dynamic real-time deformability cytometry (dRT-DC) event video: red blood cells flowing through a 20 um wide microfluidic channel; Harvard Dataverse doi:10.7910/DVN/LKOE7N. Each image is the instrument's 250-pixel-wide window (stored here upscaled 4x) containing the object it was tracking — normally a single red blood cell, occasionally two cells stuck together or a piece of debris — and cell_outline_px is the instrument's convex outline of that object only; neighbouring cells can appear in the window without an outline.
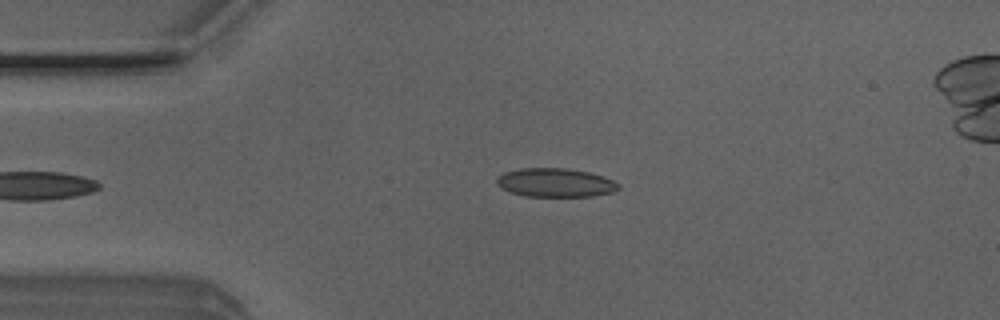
{"species": "Egyptian fruit bat (a non-hibernating species)", "species_latin": "Rousettus aegyptiacus", "temperature_condition": "room temperature", "stored_images_in_passage": 38, "camera_frame_rate_fps": 3000, "um_per_image_px": 0.085, "animal": {"sex": "male"}, "frame": {"image": 1, "passage_image": 2, "time_ms": 0.333, "image_size_px": [1000, 320], "cell_outline_px": [[620, 188], [612, 192], [592, 196], [524, 196], [500, 188], [496, 184], [496, 180], [504, 172], [520, 168], [568, 168], [588, 172], [612, 180], [620, 184]], "centroid_in_image_um": [47.19, 15.52], "position_along_channel_um": 37.8, "area_um2": 20.29}}
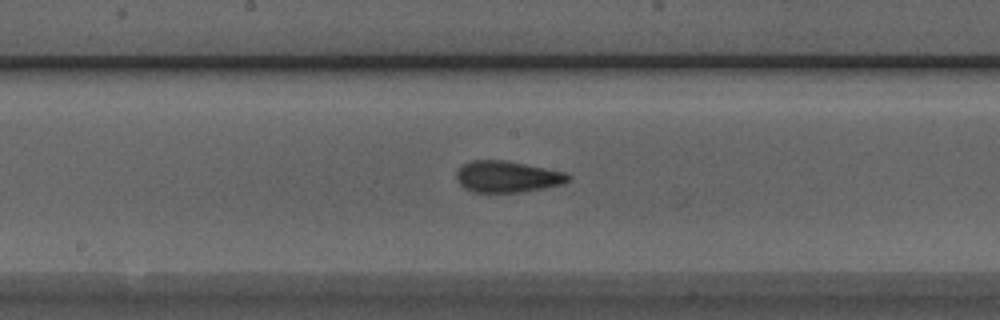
{"frame": {"image": 2, "passage_image": 17, "time_ms": 5.333, "image_size_px": [1000, 320], "cell_outline_px": [[572, 180], [564, 184], [544, 188], [520, 192], [472, 192], [464, 188], [456, 180], [456, 172], [464, 164], [472, 160], [504, 160], [564, 172], [572, 176]], "centroid_in_image_um": [43.13, 15.03], "position_along_channel_um": 205.1, "area_um2": 20.46}}
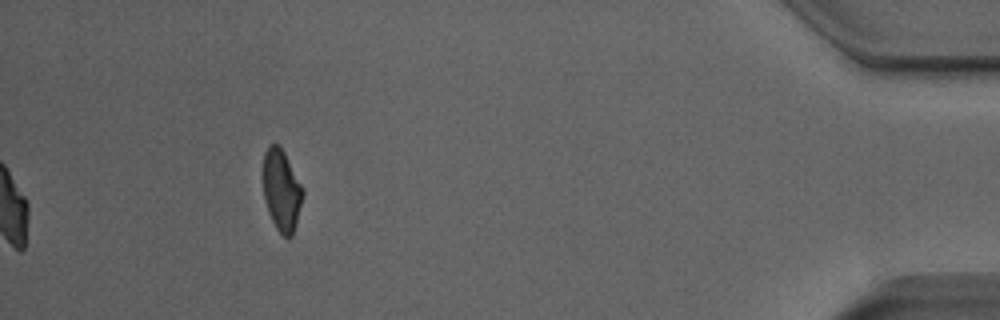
{"frame": {"image": 3, "passage_image": 38, "time_ms": 12.333, "image_size_px": [1000, 320], "cell_outline_px": [[304, 192], [296, 224], [292, 236], [288, 240], [276, 228], [268, 212], [264, 200], [264, 152], [268, 144], [280, 144]], "centroid_in_image_um": [23.92, 16.18], "position_along_channel_um": 411.3, "area_um2": 18.61}, "authors_computed_cell_mechanics": {"area_um2": 20.2011, "velocity_mm_per_s": 3.9025, "shape_relaxation_time_tau1_ms": null, "shape_relaxation_time_tau2_ms": 1.925, "deformation_change_tau1": null, "deformation_change_tau2": 0.083}}